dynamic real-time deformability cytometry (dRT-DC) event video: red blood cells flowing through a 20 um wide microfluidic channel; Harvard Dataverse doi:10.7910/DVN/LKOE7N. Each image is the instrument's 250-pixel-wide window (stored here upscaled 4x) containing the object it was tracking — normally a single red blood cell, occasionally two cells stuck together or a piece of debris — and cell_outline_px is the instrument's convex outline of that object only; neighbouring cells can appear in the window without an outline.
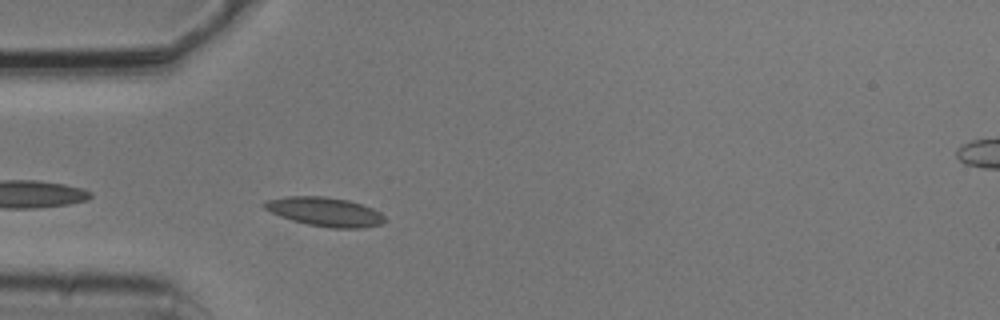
{"species": "common noctule bat (a hibernating species)", "species_latin": "Nyctalus noctula", "temperature_condition": "cold", "stored_images_in_passage": 3, "camera_frame_rate_fps": 3000, "um_per_image_px": 0.085, "animal": {"sex": "male", "body_mass_g": 20.5, "forearm_length_mm": 52.5}, "frame": {"image": 1, "passage_image": 3, "time_ms": 0.667, "image_size_px": [1000, 320], "cell_outline_px": [[384, 220], [380, 224], [364, 228], [332, 228], [308, 224], [292, 220], [280, 216], [264, 208], [260, 204], [268, 200], [288, 196], [324, 196], [348, 200], [372, 208], [380, 212], [384, 216]], "centroid_in_image_um": [27.61, 17.99], "position_along_channel_um": 57.4, "area_um2": 20.17}}